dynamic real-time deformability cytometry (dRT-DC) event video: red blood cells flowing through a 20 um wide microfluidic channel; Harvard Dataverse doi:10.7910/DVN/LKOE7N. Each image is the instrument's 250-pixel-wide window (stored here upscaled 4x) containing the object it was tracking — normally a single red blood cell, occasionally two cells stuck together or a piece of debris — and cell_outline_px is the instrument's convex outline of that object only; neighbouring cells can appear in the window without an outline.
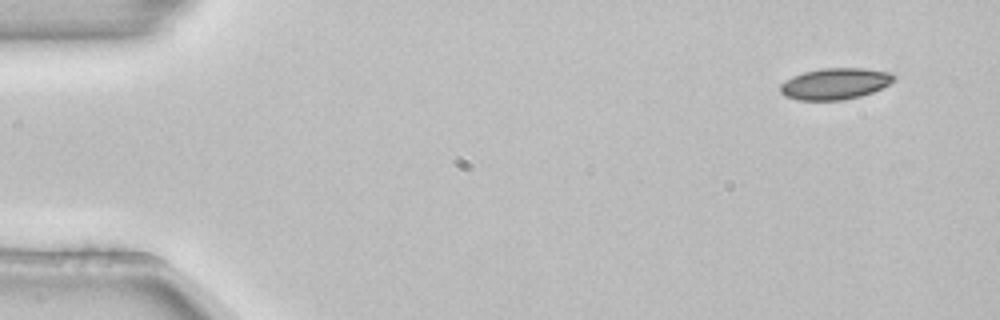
{"species": "common noctule bat (a hibernating species)", "species_latin": "Nyctalus noctula", "temperature_condition": "room temperature", "stored_images_in_passage": 4, "camera_frame_rate_fps": 3000, "um_per_image_px": 0.085, "animal": {"sex": "female", "body_mass_g": 22.7, "forearm_length_mm": 54.2}, "frame": {"image": 1, "passage_image": 1, "time_ms": 0.0, "image_size_px": [1000, 320], "cell_outline_px": [[900, 76], [896, 80], [872, 92], [860, 96], [844, 100], [796, 100], [784, 96], [780, 92], [780, 84], [784, 80], [792, 76], [804, 72], [820, 68], [864, 68], [888, 72]], "centroid_in_image_um": [70.97, 7.11], "position_along_channel_um": 14.0, "area_um2": 20.98}}
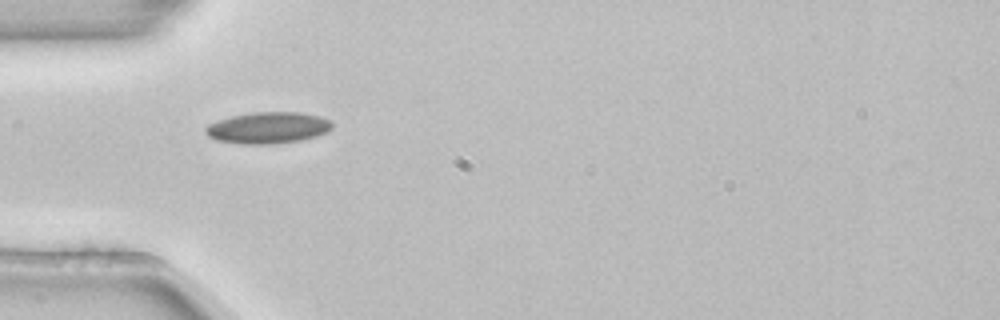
{"frame": {"image": 2, "passage_image": 4, "time_ms": 1.0, "image_size_px": [1000, 320], "cell_outline_px": [[332, 128], [328, 132], [316, 136], [300, 140], [272, 144], [240, 144], [216, 140], [208, 136], [204, 132], [204, 128], [208, 124], [232, 116], [252, 112], [300, 112], [320, 116], [328, 120], [332, 124]], "centroid_in_image_um": [22.76, 10.86], "position_along_channel_um": 62.2, "area_um2": 23.24}}